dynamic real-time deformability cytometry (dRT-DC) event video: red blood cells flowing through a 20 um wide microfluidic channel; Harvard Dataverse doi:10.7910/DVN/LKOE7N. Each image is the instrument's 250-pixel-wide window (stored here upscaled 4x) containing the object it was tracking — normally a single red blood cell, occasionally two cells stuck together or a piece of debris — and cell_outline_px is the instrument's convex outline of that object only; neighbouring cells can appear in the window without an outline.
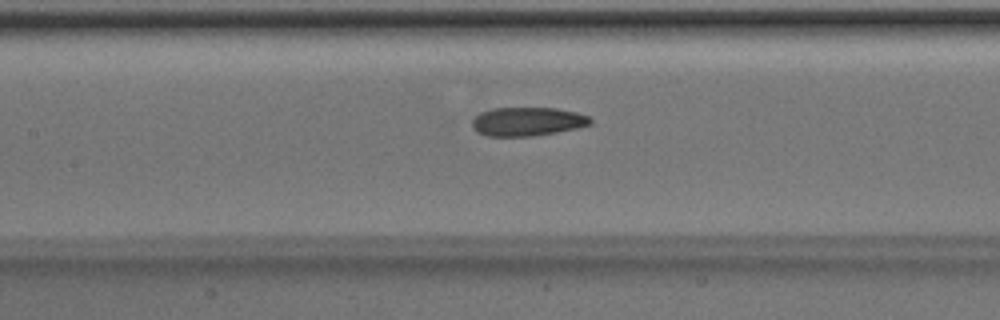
{"species": "Egyptian fruit bat (a non-hibernating species)", "species_latin": "Rousettus aegyptiacus", "temperature_condition": "room temperature", "stored_images_in_passage": 42, "camera_frame_rate_fps": 3000, "um_per_image_px": 0.085, "animal": {"sex": "male"}, "frame": {"image": 1, "passage_image": 15, "time_ms": 4.667, "image_size_px": [1000, 320], "cell_outline_px": [[592, 124], [576, 128], [556, 132], [532, 136], [488, 136], [476, 132], [472, 124], [472, 120], [480, 112], [492, 108], [556, 108], [576, 112], [588, 116], [592, 120]], "centroid_in_image_um": [44.82, 10.33], "position_along_channel_um": 162.6, "area_um2": 19.77}}
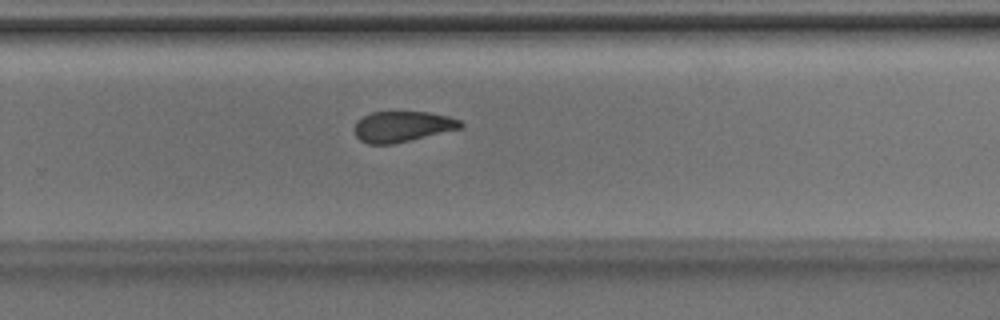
{"frame": {"image": 2, "passage_image": 25, "time_ms": 8.0, "image_size_px": [1000, 320], "cell_outline_px": [[464, 124], [460, 128], [392, 144], [368, 144], [360, 140], [356, 136], [352, 128], [356, 120], [372, 112], [428, 112], [448, 116], [460, 120]], "centroid_in_image_um": [34.14, 10.75], "position_along_channel_um": 295.7, "area_um2": 18.9}}
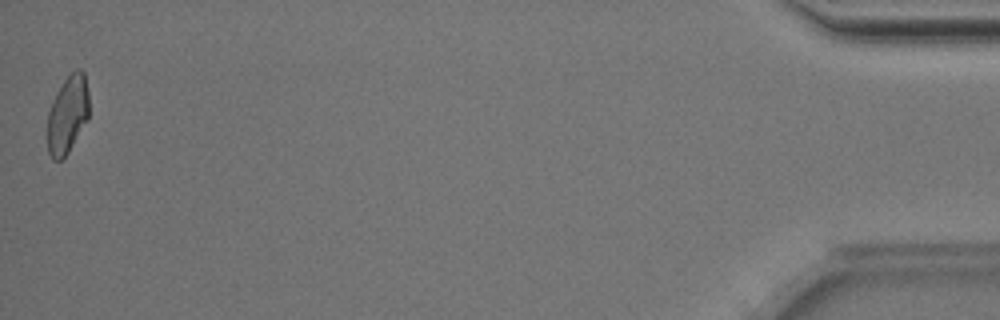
{"frame": {"image": 3, "passage_image": 42, "time_ms": 13.667, "image_size_px": [1000, 320], "cell_outline_px": [[88, 120], [68, 152], [60, 160], [52, 160], [48, 152], [48, 112], [56, 92], [64, 80], [76, 68], [80, 68], [84, 72], [88, 92]], "centroid_in_image_um": [5.75, 9.72], "position_along_channel_um": 429.5, "area_um2": 18.79}, "authors_computed_cell_mechanics": {"area_um2": 20.1144, "velocity_mm_per_s": 4.0139, "shape_relaxation_time_tau1_ms": 5.0144, "shape_relaxation_time_tau2_ms": 2.4111, "deformation_change_tau1": 0.1773, "deformation_change_tau2": 0.0985}}